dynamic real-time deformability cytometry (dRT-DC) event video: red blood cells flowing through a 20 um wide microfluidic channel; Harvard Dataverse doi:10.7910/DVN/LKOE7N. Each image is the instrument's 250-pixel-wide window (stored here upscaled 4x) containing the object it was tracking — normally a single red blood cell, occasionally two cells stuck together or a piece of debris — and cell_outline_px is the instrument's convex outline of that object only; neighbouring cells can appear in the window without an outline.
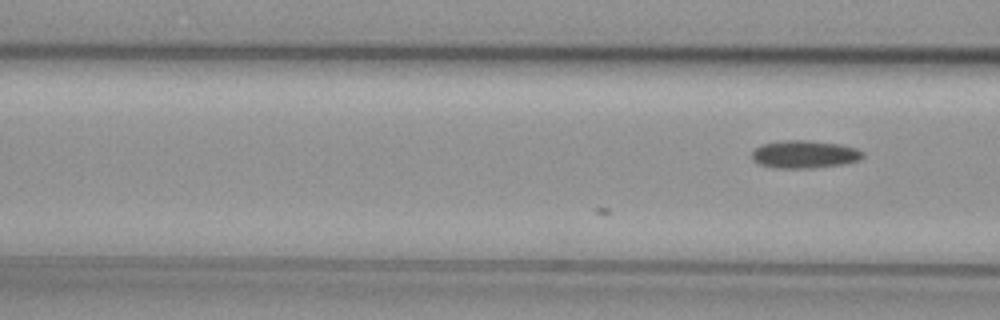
{"species": "common noctule bat (a hibernating species)", "species_latin": "Nyctalus noctula", "temperature_condition": "cold", "stored_images_in_passage": 4, "camera_frame_rate_fps": 3000, "um_per_image_px": 0.085, "animal": {"sex": "female", "body_mass_g": 29.2, "forearm_length_mm": 56.3}, "frame": {"image": 1, "passage_image": 4, "time_ms": 1.0, "image_size_px": [1000, 320], "cell_outline_px": [[864, 156], [860, 160], [840, 164], [812, 168], [772, 168], [760, 164], [752, 160], [752, 152], [760, 144], [784, 140], [808, 140], [840, 144], [856, 148], [864, 152]], "centroid_in_image_um": [68.37, 13.11], "position_along_channel_um": 98.2, "area_um2": 18.03}}